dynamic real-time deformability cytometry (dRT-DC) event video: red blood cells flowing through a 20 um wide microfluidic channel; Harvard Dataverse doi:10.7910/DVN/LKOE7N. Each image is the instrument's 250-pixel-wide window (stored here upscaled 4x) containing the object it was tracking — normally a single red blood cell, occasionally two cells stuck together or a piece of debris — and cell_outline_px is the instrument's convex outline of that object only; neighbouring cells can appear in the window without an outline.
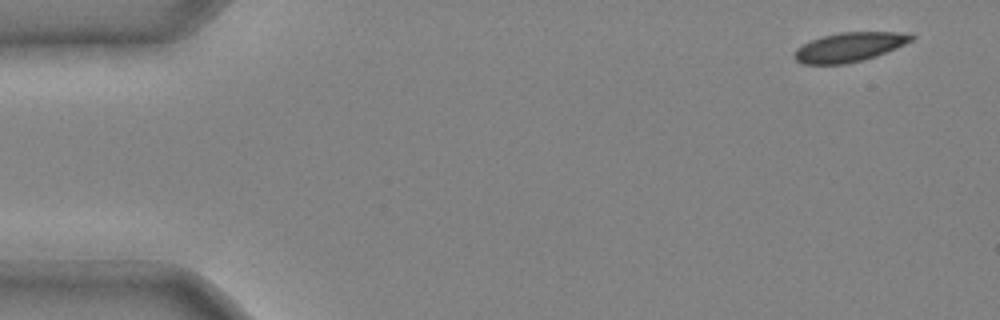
{"species": "common noctule bat (a hibernating species)", "species_latin": "Nyctalus noctula", "temperature_condition": "cold", "stored_images_in_passage": 4, "camera_frame_rate_fps": 3000, "um_per_image_px": 0.085, "animal": {"sex": "male", "body_mass_g": 20.4}, "frame": {"image": 1, "passage_image": 1, "time_ms": 0.0, "image_size_px": [1000, 320], "cell_outline_px": [[916, 36], [912, 40], [896, 48], [876, 56], [864, 60], [844, 64], [800, 64], [792, 56], [796, 48], [812, 40], [824, 36], [840, 32], [912, 32]], "centroid_in_image_um": [72.21, 4.0], "position_along_channel_um": 12.8, "area_um2": 20.06}}
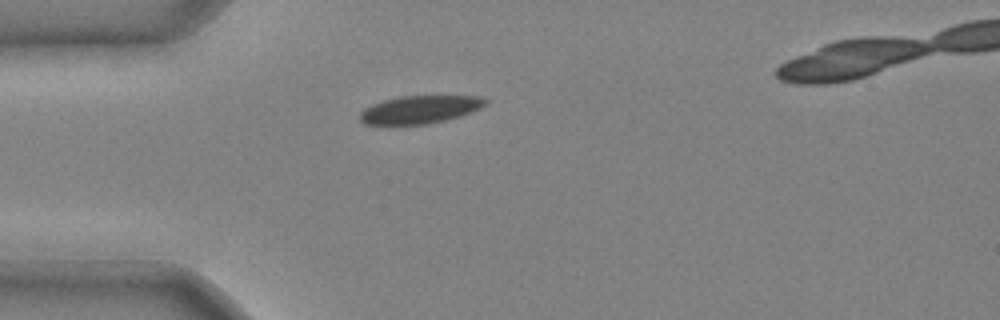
{"frame": {"image": 2, "passage_image": 4, "time_ms": 1.0, "image_size_px": [1000, 320], "cell_outline_px": [[488, 104], [480, 108], [460, 116], [428, 124], [392, 128], [364, 124], [360, 120], [360, 112], [364, 108], [372, 104], [384, 100], [400, 96], [484, 96], [488, 100]], "centroid_in_image_um": [35.62, 9.36], "position_along_channel_um": 49.4, "area_um2": 21.27}}